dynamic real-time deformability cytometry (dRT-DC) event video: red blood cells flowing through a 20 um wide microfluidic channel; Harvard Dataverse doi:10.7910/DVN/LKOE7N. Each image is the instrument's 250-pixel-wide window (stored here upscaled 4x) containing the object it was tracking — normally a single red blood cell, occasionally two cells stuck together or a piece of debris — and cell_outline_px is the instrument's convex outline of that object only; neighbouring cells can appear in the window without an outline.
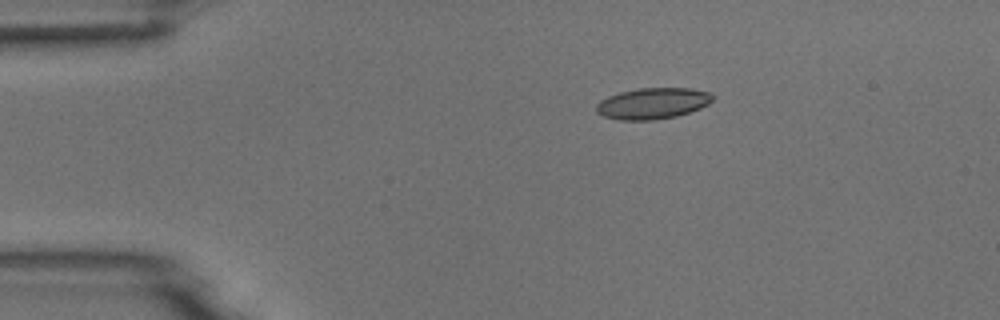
{"species": "common noctule bat (a hibernating species)", "species_latin": "Nyctalus noctula", "temperature_condition": "room temperature", "stored_images_in_passage": 9, "camera_frame_rate_fps": 3000, "um_per_image_px": 0.085, "animal": {"sex": "male", "body_mass_g": 18.8}, "frame": {"image": 1, "passage_image": 2, "time_ms": 2.0, "image_size_px": [1000, 320], "cell_outline_px": [[712, 100], [708, 104], [700, 108], [676, 116], [652, 120], [620, 120], [604, 116], [596, 112], [596, 104], [600, 100], [608, 96], [620, 92], [640, 88], [692, 88], [712, 92]], "centroid_in_image_um": [55.47, 8.78], "position_along_channel_um": 29.5, "area_um2": 21.1}}
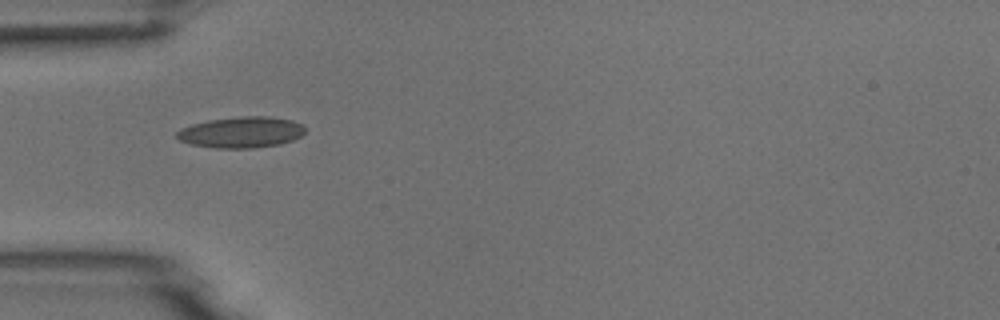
{"frame": {"image": 2, "passage_image": 4, "time_ms": 4.333, "image_size_px": [1000, 320], "cell_outline_px": [[304, 132], [300, 136], [292, 140], [280, 144], [252, 148], [212, 148], [192, 144], [180, 140], [176, 136], [176, 132], [180, 128], [192, 124], [208, 120], [240, 116], [268, 116], [292, 120], [304, 124]], "centroid_in_image_um": [20.5, 11.23], "position_along_channel_um": 64.5, "area_um2": 23.29}}
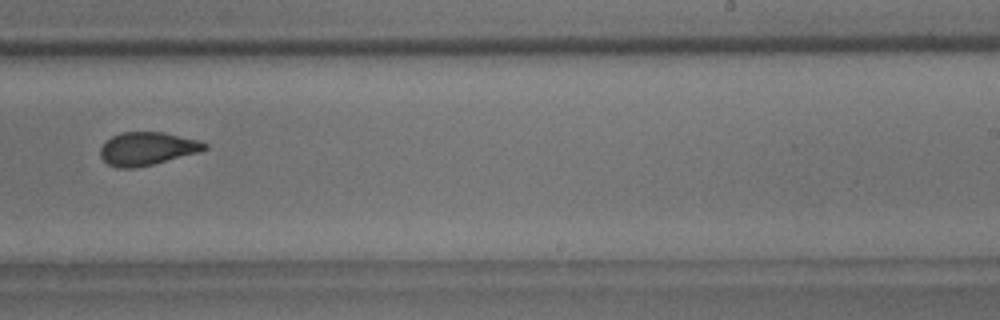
{"frame": {"image": 3, "passage_image": 9, "time_ms": 10.0, "image_size_px": [1000, 320], "cell_outline_px": [[208, 148], [200, 152], [136, 168], [116, 168], [108, 164], [100, 156], [100, 148], [104, 140], [120, 132], [164, 132], [200, 140], [208, 144]], "centroid_in_image_um": [12.5, 12.63], "position_along_channel_um": 276.5, "area_um2": 20.35}}